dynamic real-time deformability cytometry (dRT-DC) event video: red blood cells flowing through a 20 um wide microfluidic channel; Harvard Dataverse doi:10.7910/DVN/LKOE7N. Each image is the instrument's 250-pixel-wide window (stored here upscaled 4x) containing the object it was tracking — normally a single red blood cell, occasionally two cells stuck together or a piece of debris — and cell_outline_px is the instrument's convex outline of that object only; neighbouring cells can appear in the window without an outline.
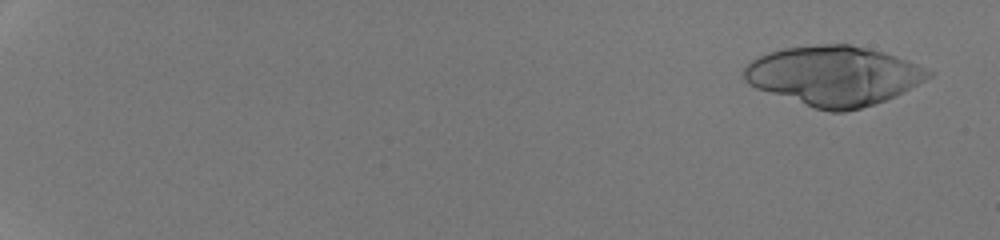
{"species": "human", "species_latin": "Homo sapiens", "temperature_condition": "room temperature", "stored_images_in_passage": 25, "camera_frame_rate_fps": 3000, "um_per_image_px": 0.085, "donor": {"sex": "male"}, "frame": {"image": 1, "passage_image": 3, "time_ms": 0.667, "image_size_px": [1000, 240], "cell_outline_px": [[936, 72], [932, 76], [904, 92], [896, 96], [860, 108], [844, 112], [828, 112], [756, 88], [748, 84], [744, 80], [744, 68], [752, 60], [768, 52], [784, 48], [816, 44], [848, 44], [884, 52], [908, 60]], "centroid_in_image_um": [70.9, 6.43], "position_along_channel_um": 14.1, "area_um2": 63.81}}